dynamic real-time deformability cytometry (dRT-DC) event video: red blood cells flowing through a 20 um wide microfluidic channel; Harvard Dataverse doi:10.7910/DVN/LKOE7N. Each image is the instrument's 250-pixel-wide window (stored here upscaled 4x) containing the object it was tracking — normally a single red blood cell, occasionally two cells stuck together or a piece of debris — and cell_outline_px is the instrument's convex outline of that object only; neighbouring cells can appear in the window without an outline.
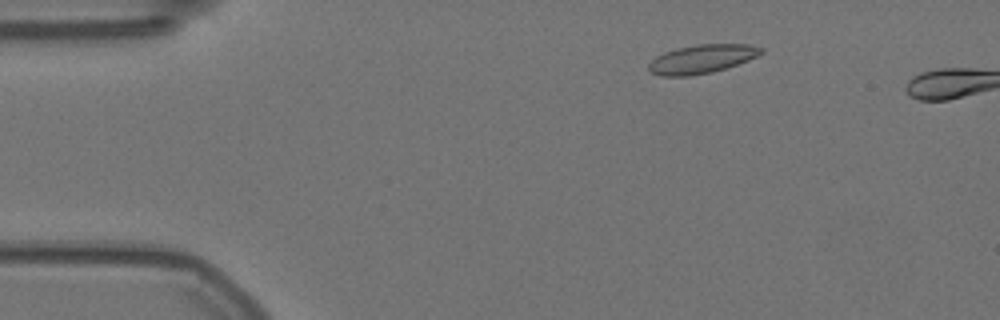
{"species": "Egyptian fruit bat (a non-hibernating species)", "species_latin": "Rousettus aegyptiacus", "temperature_condition": "warm", "stored_images_in_passage": 9, "camera_frame_rate_fps": 3000, "um_per_image_px": 0.085, "animal": {"sex": "female"}, "frame": {"image": 1, "passage_image": 7, "time_ms": 2.0, "image_size_px": [1000, 320], "cell_outline_px": [[764, 52], [748, 60], [712, 72], [688, 76], [660, 76], [648, 72], [648, 64], [656, 56], [664, 52], [676, 48], [696, 44], [748, 44], [764, 48]], "centroid_in_image_um": [59.61, 5.01], "position_along_channel_um": 25.4, "area_um2": 18.84}}